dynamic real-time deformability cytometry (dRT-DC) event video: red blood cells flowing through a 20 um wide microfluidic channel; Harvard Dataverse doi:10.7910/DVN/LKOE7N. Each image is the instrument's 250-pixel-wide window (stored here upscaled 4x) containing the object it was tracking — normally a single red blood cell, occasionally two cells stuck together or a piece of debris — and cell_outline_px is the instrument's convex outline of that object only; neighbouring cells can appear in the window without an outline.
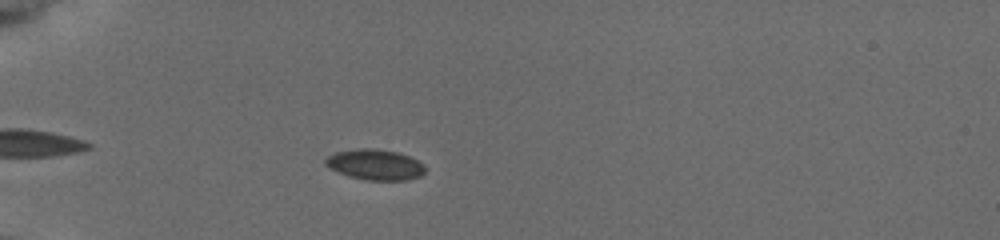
{"species": "common noctule bat (a hibernating species)", "species_latin": "Nyctalus noctula", "temperature_condition": "cold", "stored_images_in_passage": 46, "camera_frame_rate_fps": 3000, "um_per_image_px": 0.085, "animal": {"sex": "female", "body_mass_g": 19.5, "forearm_length_mm": 54.1}, "frame": {"image": 1, "passage_image": 8, "time_ms": 2.333, "image_size_px": [1000, 240], "cell_outline_px": [[424, 172], [420, 176], [408, 180], [368, 180], [348, 176], [324, 164], [324, 160], [328, 156], [336, 152], [356, 148], [376, 148], [400, 152], [424, 164]], "centroid_in_image_um": [31.89, 13.98], "position_along_channel_um": 53.1, "area_um2": 17.74}}
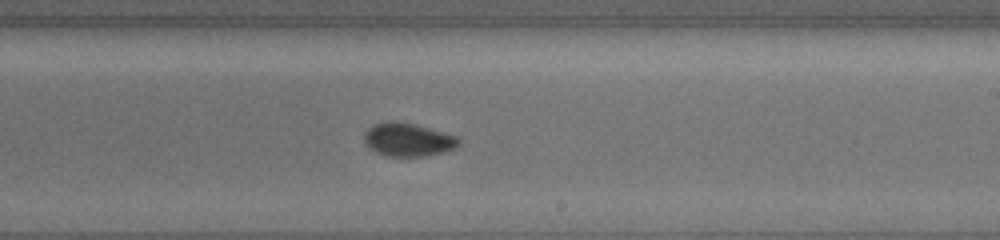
{"frame": {"image": 2, "passage_image": 26, "time_ms": 8.333, "image_size_px": [1000, 240], "cell_outline_px": [[460, 144], [456, 148], [448, 152], [428, 156], [384, 156], [368, 148], [364, 144], [364, 132], [372, 124], [388, 120], [396, 120], [416, 124], [460, 136]], "centroid_in_image_um": [34.7, 11.86], "position_along_channel_um": 254.3, "area_um2": 19.13}}
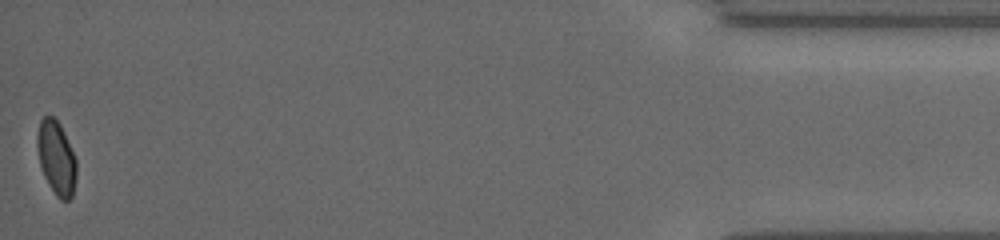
{"frame": {"image": 3, "passage_image": 46, "time_ms": 15.0, "image_size_px": [1000, 240], "cell_outline_px": [[76, 176], [72, 196], [68, 200], [60, 200], [56, 196], [48, 184], [44, 176], [40, 164], [36, 144], [36, 136], [40, 120], [44, 116], [52, 116], [60, 124], [64, 132], [76, 160]], "centroid_in_image_um": [4.77, 13.42], "position_along_channel_um": 430.4, "area_um2": 16.82}, "authors_computed_cell_mechanics": {"area_um2": 17.7735, "velocity_mm_per_s": 3.7752, "shape_relaxation_time_tau1_ms": null, "shape_relaxation_time_tau2_ms": 2.1313, "deformation_change_tau1": null, "deformation_change_tau2": 0.0394}}